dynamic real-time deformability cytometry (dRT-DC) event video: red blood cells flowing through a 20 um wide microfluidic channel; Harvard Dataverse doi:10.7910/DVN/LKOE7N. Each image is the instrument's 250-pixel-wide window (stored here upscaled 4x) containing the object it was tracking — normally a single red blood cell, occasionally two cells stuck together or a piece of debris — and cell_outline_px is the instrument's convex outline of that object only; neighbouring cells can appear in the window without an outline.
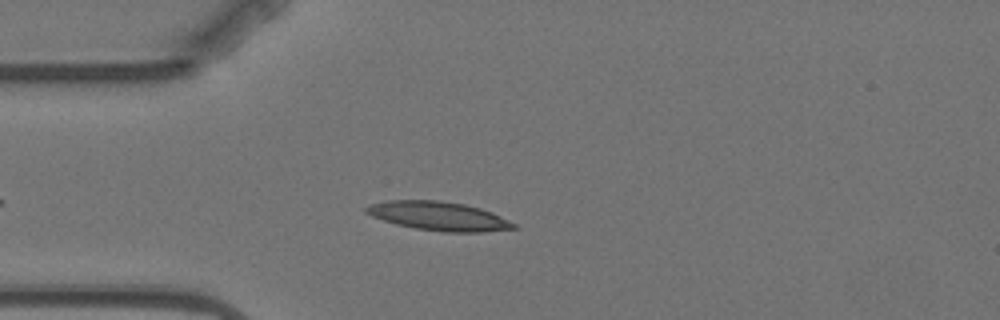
{"species": "Egyptian fruit bat (a non-hibernating species)", "species_latin": "Rousettus aegyptiacus", "temperature_condition": "warm", "stored_images_in_passage": 5, "camera_frame_rate_fps": 3000, "um_per_image_px": 0.085, "animal": {"sex": "female"}, "frame": {"image": 1, "passage_image": 4, "time_ms": 3.667, "image_size_px": [1000, 320], "cell_outline_px": [[516, 228], [480, 232], [444, 232], [416, 228], [396, 224], [372, 216], [364, 212], [364, 208], [372, 204], [388, 200], [440, 200], [464, 204], [480, 208], [492, 212], [516, 224]], "centroid_in_image_um": [37.28, 18.36], "position_along_channel_um": 47.7, "area_um2": 24.62}}